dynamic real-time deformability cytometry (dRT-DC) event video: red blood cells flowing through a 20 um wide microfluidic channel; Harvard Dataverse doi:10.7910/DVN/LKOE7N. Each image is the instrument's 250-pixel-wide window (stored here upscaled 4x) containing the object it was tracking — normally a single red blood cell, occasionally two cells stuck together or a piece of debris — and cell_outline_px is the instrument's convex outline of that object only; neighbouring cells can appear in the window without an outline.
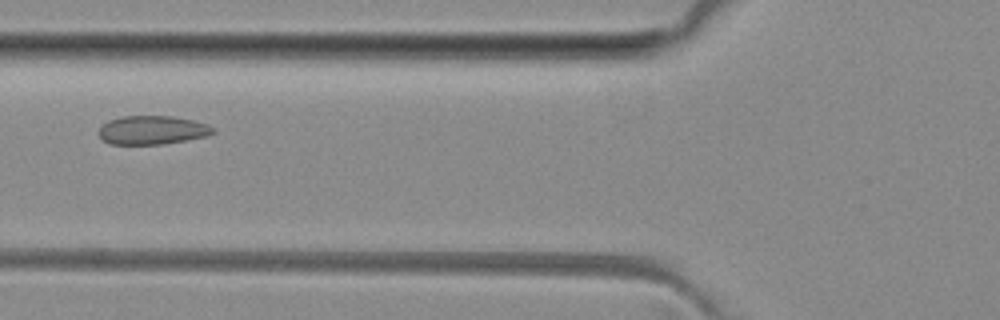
{"species": "common noctule bat (a hibernating species)", "species_latin": "Nyctalus noctula", "temperature_condition": "room temperature", "stored_images_in_passage": 6, "camera_frame_rate_fps": 3000, "um_per_image_px": 0.085, "animal": {"sex": "female", "body_mass_g": 29.2, "forearm_length_mm": 56.3}, "frame": {"image": 1, "passage_image": 5, "time_ms": 4.667, "image_size_px": [1000, 320], "cell_outline_px": [[216, 132], [208, 136], [188, 140], [160, 144], [112, 144], [104, 140], [96, 132], [108, 120], [120, 116], [172, 116], [196, 120], [208, 124], [216, 128]], "centroid_in_image_um": [13.0, 11.05], "position_along_channel_um": 112.8, "area_um2": 19.36}}
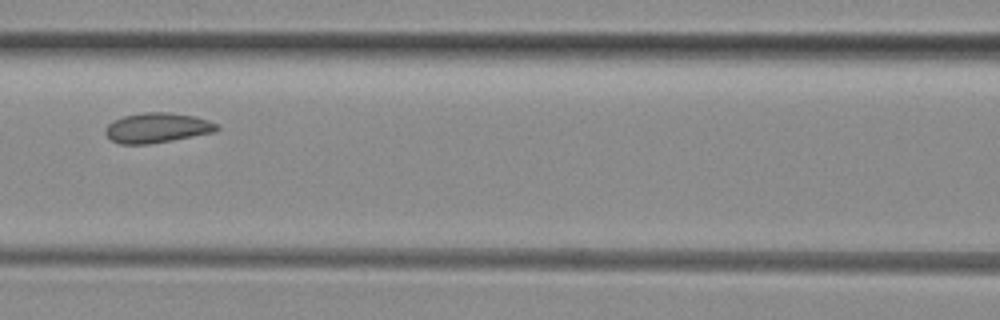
{"frame": {"image": 2, "passage_image": 6, "time_ms": 5.667, "image_size_px": [1000, 320], "cell_outline_px": [[220, 128], [216, 132], [172, 140], [148, 144], [120, 144], [112, 140], [104, 132], [104, 128], [112, 120], [124, 116], [144, 112], [168, 112], [196, 116], [208, 120], [216, 124]], "centroid_in_image_um": [13.35, 10.86], "position_along_channel_um": 153.2, "area_um2": 19.54}}